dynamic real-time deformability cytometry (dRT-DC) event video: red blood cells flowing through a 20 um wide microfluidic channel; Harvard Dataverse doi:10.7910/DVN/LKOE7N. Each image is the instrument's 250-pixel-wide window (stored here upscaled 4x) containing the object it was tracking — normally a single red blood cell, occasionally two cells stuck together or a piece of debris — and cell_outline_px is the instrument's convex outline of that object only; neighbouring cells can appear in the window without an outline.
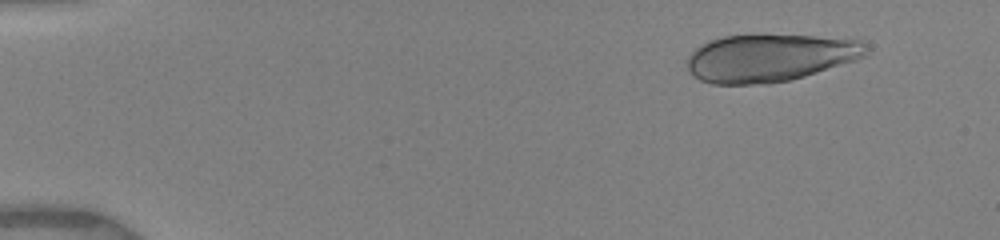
{"species": "human", "species_latin": "Homo sapiens", "temperature_condition": "warm", "stored_images_in_passage": 13, "camera_frame_rate_fps": 3000, "um_per_image_px": 0.085, "donor": {"sex": "female"}, "frame": {"image": 1, "passage_image": 1, "time_ms": 0.0, "image_size_px": [1000, 240], "cell_outline_px": [[872, 52], [868, 56], [856, 60], [804, 76], [788, 80], [768, 84], [712, 84], [700, 80], [692, 76], [688, 68], [688, 56], [696, 48], [708, 40], [724, 36], [756, 32], [812, 36], [860, 40], [872, 48]], "centroid_in_image_um": [65.46, 4.88], "position_along_channel_um": 19.5, "area_um2": 50.86}}
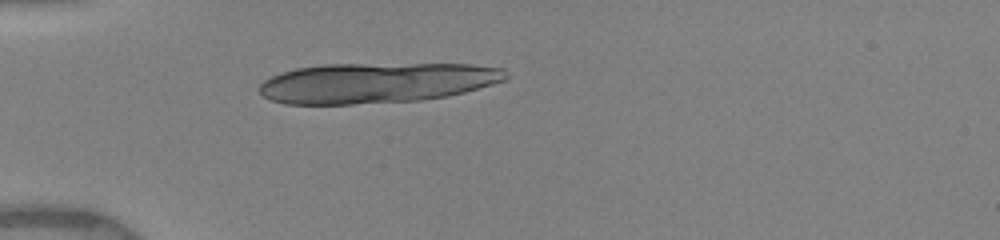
{"frame": {"image": 2, "passage_image": 8, "time_ms": 3.333, "image_size_px": [1000, 240], "cell_outline_px": [[508, 80], [464, 92], [448, 96], [420, 100], [352, 104], [284, 104], [272, 100], [264, 96], [260, 92], [260, 84], [264, 80], [272, 76], [296, 68], [324, 64], [472, 64], [504, 68], [508, 76]], "centroid_in_image_um": [32.04, 7.03], "position_along_channel_um": 53.0, "area_um2": 57.97}}